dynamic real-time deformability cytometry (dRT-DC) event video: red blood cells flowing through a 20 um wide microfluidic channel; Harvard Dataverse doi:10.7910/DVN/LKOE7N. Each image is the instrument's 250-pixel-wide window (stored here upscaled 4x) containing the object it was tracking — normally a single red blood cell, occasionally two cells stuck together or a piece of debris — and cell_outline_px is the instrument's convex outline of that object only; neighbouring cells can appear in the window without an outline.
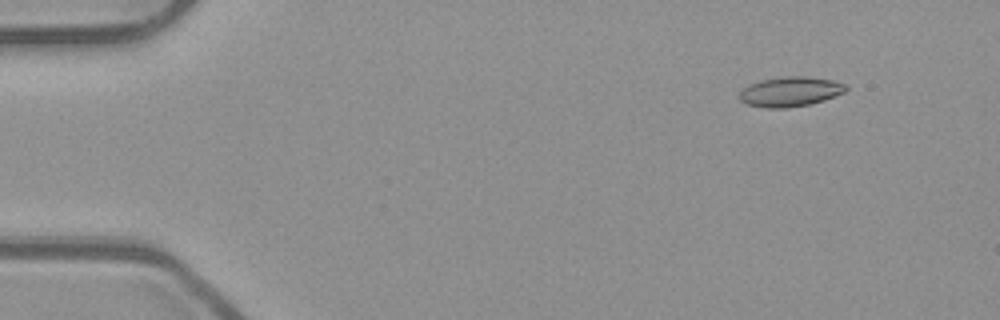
{"species": "common noctule bat (a hibernating species)", "species_latin": "Nyctalus noctula", "temperature_condition": "room temperature", "stored_images_in_passage": 40, "camera_frame_rate_fps": 3000, "um_per_image_px": 0.085, "animal": {"sex": "male", "body_mass_g": 23.1, "forearm_length_mm": 52.7}, "frame": {"image": 1, "passage_image": 2, "time_ms": 0.333, "image_size_px": [1000, 320], "cell_outline_px": [[848, 88], [844, 92], [824, 100], [808, 104], [788, 108], [764, 108], [744, 104], [740, 100], [740, 92], [744, 88], [760, 80], [784, 76], [808, 76], [832, 80], [844, 84]], "centroid_in_image_um": [67.15, 7.79], "position_along_channel_um": 17.8, "area_um2": 18.44}}
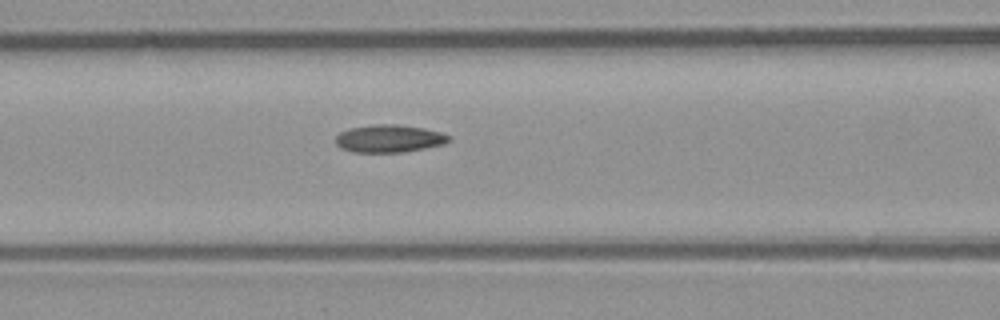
{"frame": {"image": 2, "passage_image": 19, "time_ms": 6.0, "image_size_px": [1000, 320], "cell_outline_px": [[452, 140], [444, 144], [404, 152], [352, 152], [340, 148], [336, 144], [336, 136], [340, 132], [348, 128], [376, 124], [396, 124], [424, 128], [440, 132], [452, 136]], "centroid_in_image_um": [33.09, 11.77], "position_along_channel_um": 133.5, "area_um2": 18.38}}
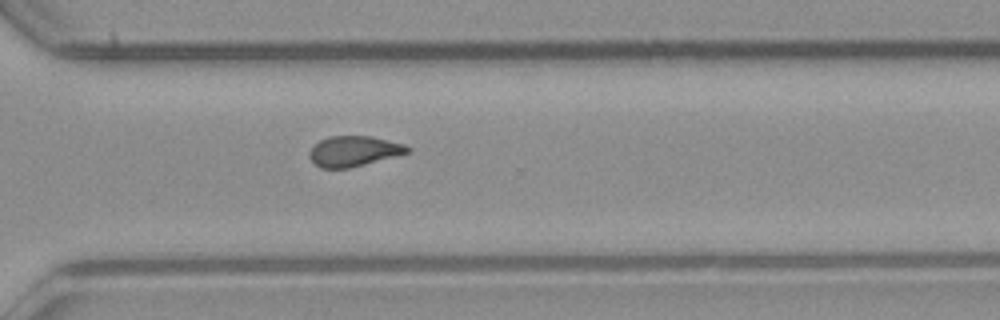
{"frame": {"image": 3, "passage_image": 35, "time_ms": 11.333, "image_size_px": [1000, 320], "cell_outline_px": [[412, 148], [408, 152], [364, 164], [348, 168], [320, 168], [308, 156], [312, 148], [320, 140], [328, 136], [372, 136], [404, 144]], "centroid_in_image_um": [30.06, 12.84], "position_along_channel_um": 340.5, "area_um2": 17.05}}